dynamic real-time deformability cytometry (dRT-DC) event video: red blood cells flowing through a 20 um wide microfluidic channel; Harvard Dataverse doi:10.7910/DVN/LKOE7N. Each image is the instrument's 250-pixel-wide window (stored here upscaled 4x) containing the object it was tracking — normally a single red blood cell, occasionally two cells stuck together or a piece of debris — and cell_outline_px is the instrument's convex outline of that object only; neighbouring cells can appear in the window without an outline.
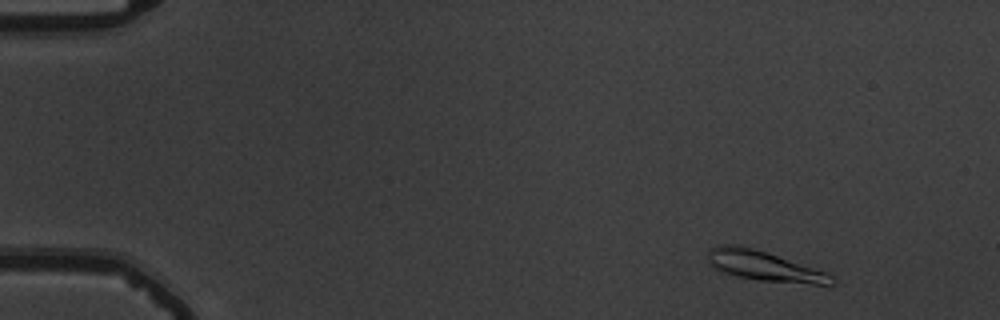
{"species": "common noctule bat (a hibernating species)", "species_latin": "Nyctalus noctula", "temperature_condition": "warm", "stored_images_in_passage": 55, "camera_frame_rate_fps": 3000, "um_per_image_px": 0.085, "animal": {"sex": "male", "body_mass_g": 19.5, "forearm_length_mm": 54.6}, "frame": {"image": 1, "passage_image": 5, "time_ms": 1.333, "image_size_px": [1000, 320], "cell_outline_px": [[836, 280], [832, 284], [812, 284], [760, 280], [740, 276], [724, 272], [708, 264], [708, 252], [712, 248], [720, 244], [736, 244], [752, 248], [824, 272], [832, 276]], "centroid_in_image_um": [64.89, 22.6], "position_along_channel_um": 20.1, "area_um2": 20.75}}
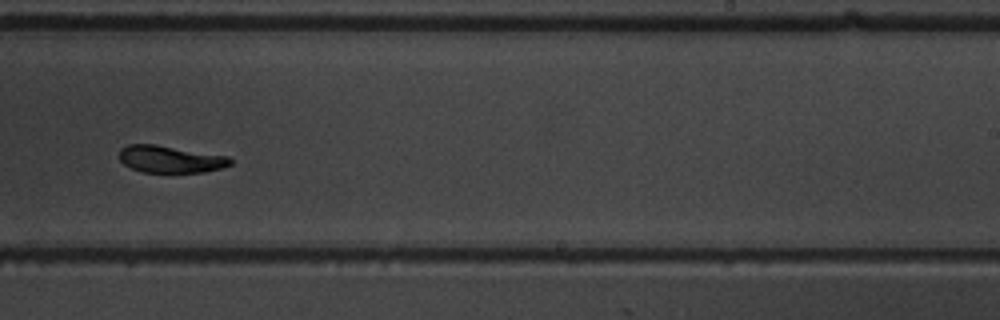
{"frame": {"image": 2, "passage_image": 35, "time_ms": 11.333, "image_size_px": [1000, 320], "cell_outline_px": [[232, 164], [220, 168], [204, 172], [144, 172], [132, 168], [124, 164], [120, 160], [120, 148], [128, 144], [156, 144], [228, 156], [232, 160]], "centroid_in_image_um": [14.48, 13.52], "position_along_channel_um": 274.5, "area_um2": 17.46}}
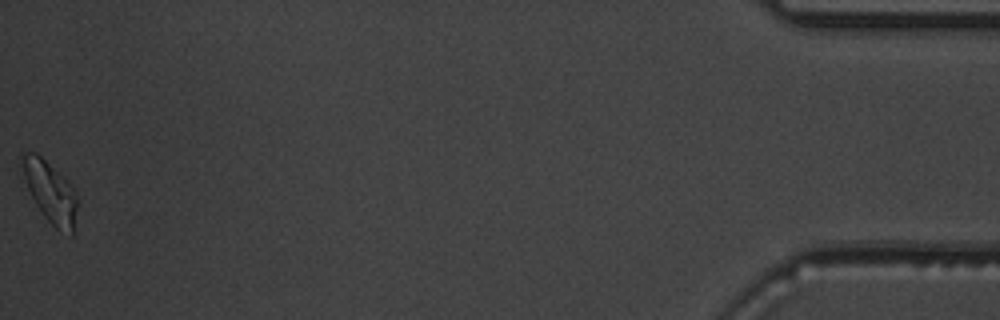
{"frame": {"image": 3, "passage_image": 55, "time_ms": 18.0, "image_size_px": [1000, 320], "cell_outline_px": [[76, 208], [72, 236], [60, 232], [44, 216], [36, 204], [28, 188], [24, 176], [20, 156], [20, 152], [36, 152], [68, 180], [76, 192]], "centroid_in_image_um": [4.27, 16.29], "position_along_channel_um": 430.9, "area_um2": 19.42}, "authors_computed_cell_mechanics": {"area_um2": 19.0162, "velocity_mm_per_s": 3.6669, "shape_relaxation_time_tau1_ms": 6.2106, "shape_relaxation_time_tau2_ms": 1.6404, "deformation_change_tau1": 0.2056, "deformation_change_tau2": 0.0475}}